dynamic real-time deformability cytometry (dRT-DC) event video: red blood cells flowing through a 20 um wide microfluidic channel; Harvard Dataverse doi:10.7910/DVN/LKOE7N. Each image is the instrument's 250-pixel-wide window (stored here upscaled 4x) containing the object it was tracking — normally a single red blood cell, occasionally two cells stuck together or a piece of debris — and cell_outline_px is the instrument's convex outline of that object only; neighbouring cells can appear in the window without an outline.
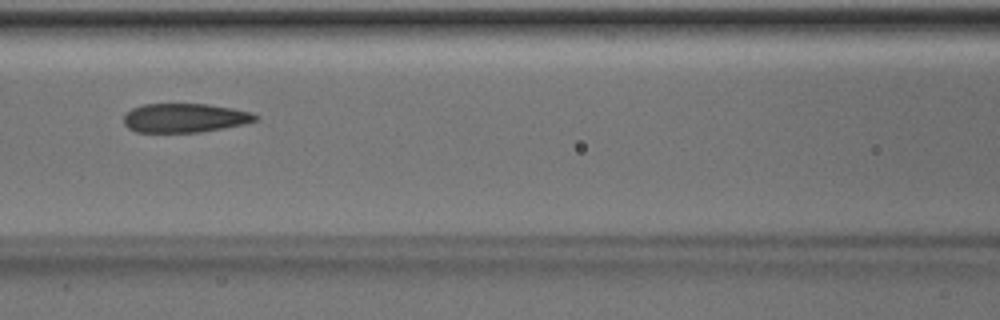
{"species": "Egyptian fruit bat (a non-hibernating species)", "species_latin": "Rousettus aegyptiacus", "temperature_condition": "room temperature", "stored_images_in_passage": 50, "camera_frame_rate_fps": 3000, "um_per_image_px": 0.085, "animal": {"sex": "male"}, "frame": {"image": 1, "passage_image": 22, "time_ms": 7.0, "image_size_px": [1000, 320], "cell_outline_px": [[260, 116], [256, 120], [244, 124], [224, 128], [200, 132], [136, 132], [128, 128], [124, 124], [124, 112], [132, 108], [144, 104], [208, 104], [232, 108], [252, 112]], "centroid_in_image_um": [15.69, 10.02], "position_along_channel_um": 150.9, "area_um2": 22.43}}
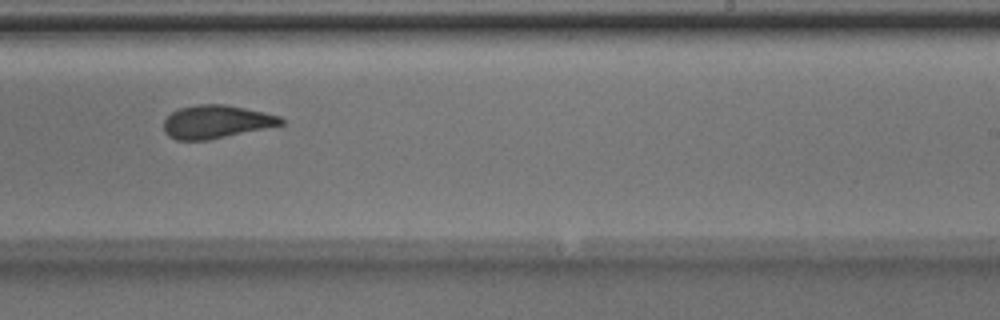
{"frame": {"image": 2, "passage_image": 31, "time_ms": 10.0, "image_size_px": [1000, 320], "cell_outline_px": [[284, 124], [208, 140], [176, 140], [168, 136], [164, 132], [164, 120], [172, 112], [180, 108], [196, 104], [224, 104], [264, 112], [280, 116], [284, 120]], "centroid_in_image_um": [18.36, 10.35], "position_along_channel_um": 270.6, "area_um2": 22.54}}
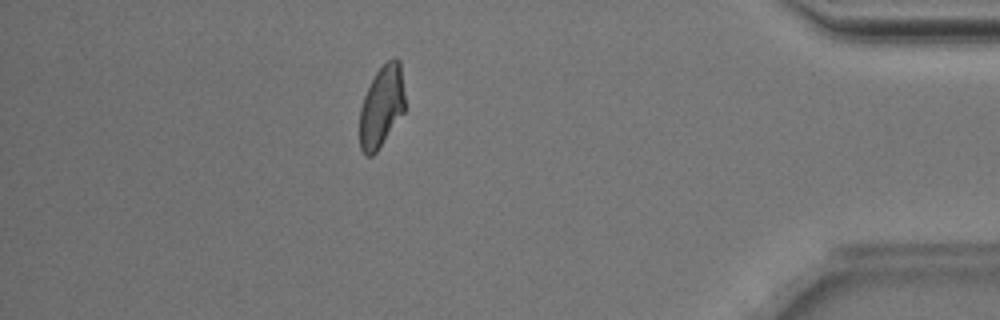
{"frame": {"image": 3, "passage_image": 44, "time_ms": 14.333, "image_size_px": [1000, 320], "cell_outline_px": [[404, 112], [376, 152], [372, 156], [364, 156], [360, 148], [360, 108], [364, 96], [376, 72], [388, 60], [396, 56], [400, 60], [404, 96]], "centroid_in_image_um": [32.43, 9.06], "position_along_channel_um": 402.8, "area_um2": 21.33}, "authors_computed_cell_mechanics": {"area_um2": 23.2067, "velocity_mm_per_s": 4.0136, "shape_relaxation_time_tau1_ms": 6.2562, "shape_relaxation_time_tau2_ms": 1.7883, "deformation_change_tau1": 0.1773, "deformation_change_tau2": 0.0664}}